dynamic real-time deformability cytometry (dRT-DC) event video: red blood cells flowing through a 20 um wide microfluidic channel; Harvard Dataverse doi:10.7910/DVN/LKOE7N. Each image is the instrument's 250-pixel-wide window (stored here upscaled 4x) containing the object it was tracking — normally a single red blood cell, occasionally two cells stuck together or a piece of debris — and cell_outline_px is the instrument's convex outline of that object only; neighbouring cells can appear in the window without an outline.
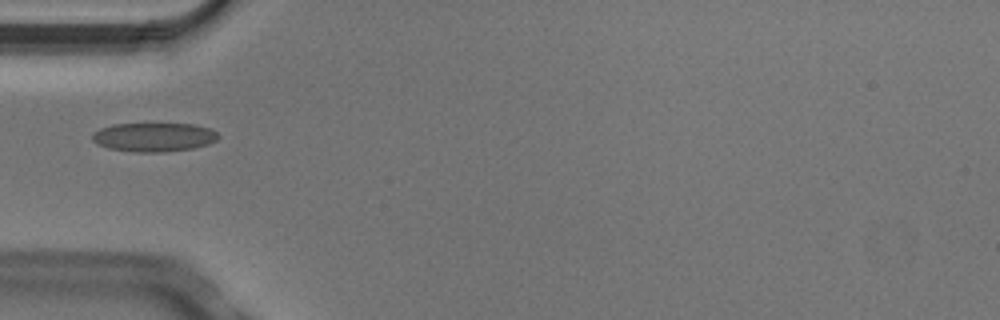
{"species": "Egyptian fruit bat (a non-hibernating species)", "species_latin": "Rousettus aegyptiacus", "temperature_condition": "cold", "stored_images_in_passage": 3, "camera_frame_rate_fps": 3000, "um_per_image_px": 0.085, "animal": {"sex": "male"}, "frame": {"image": 1, "passage_image": 3, "time_ms": 0.667, "image_size_px": [1000, 320], "cell_outline_px": [[220, 136], [216, 140], [208, 144], [192, 148], [164, 152], [132, 152], [108, 148], [96, 144], [92, 140], [92, 132], [100, 128], [112, 124], [192, 124], [212, 128]], "centroid_in_image_um": [13.05, 11.65], "position_along_channel_um": 71.9, "area_um2": 21.39}}